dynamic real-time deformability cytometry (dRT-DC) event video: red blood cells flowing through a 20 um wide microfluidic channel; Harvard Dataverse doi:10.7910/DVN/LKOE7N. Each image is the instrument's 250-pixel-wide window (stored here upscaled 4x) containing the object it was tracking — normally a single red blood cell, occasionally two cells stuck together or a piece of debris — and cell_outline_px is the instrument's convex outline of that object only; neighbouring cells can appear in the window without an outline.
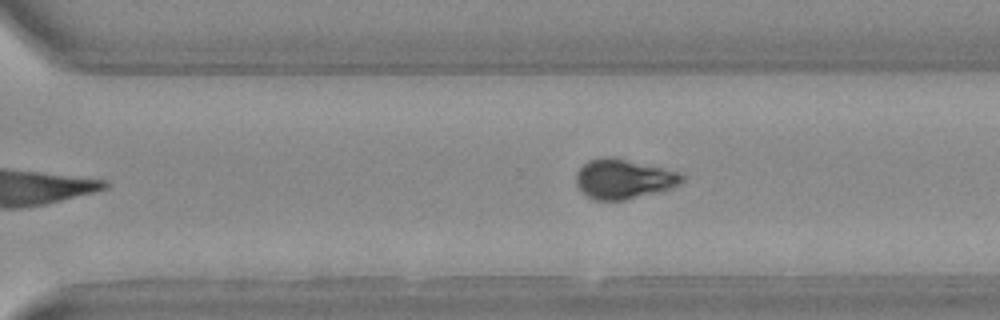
{"species": "Egyptian fruit bat (a non-hibernating species)", "species_latin": "Rousettus aegyptiacus", "temperature_condition": "warm", "stored_images_in_passage": 32, "camera_frame_rate_fps": 3000, "um_per_image_px": 0.085, "animal": {"sex": "female"}, "frame": {"image": 1, "passage_image": 19, "time_ms": 6.0, "image_size_px": [1000, 320], "cell_outline_px": [[684, 180], [680, 184], [668, 188], [624, 200], [592, 200], [580, 192], [576, 184], [576, 172], [588, 160], [600, 156], [612, 156], [680, 172], [684, 176]], "centroid_in_image_um": [52.94, 15.19], "position_along_channel_um": 317.7, "area_um2": 24.51}, "authors_computed_cell_mechanics": {"area_um2": 25.6054, "velocity_mm_per_s": 3.6775, "shape_relaxation_time_tau1_ms": 4.6001, "shape_relaxation_time_tau2_ms": 0.9466, "deformation_change_tau1": 0.2812, "deformation_change_tau2": 0.0346}}